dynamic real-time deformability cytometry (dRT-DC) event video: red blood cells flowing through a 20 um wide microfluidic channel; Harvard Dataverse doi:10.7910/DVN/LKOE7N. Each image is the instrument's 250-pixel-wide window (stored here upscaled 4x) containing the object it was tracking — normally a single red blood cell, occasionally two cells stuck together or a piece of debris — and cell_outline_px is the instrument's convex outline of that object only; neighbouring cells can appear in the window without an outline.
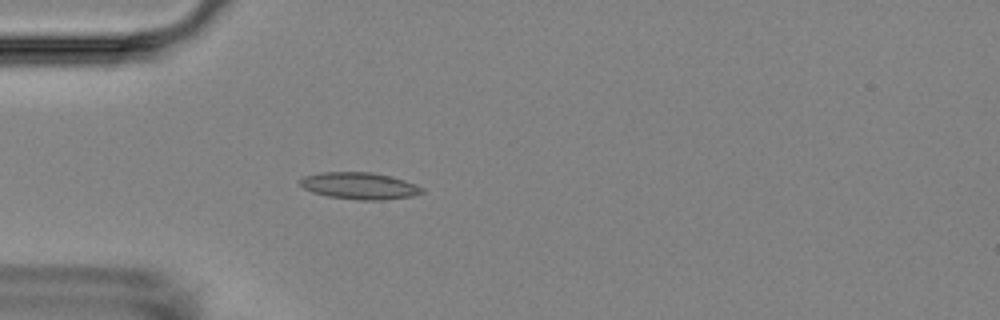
{"species": "Egyptian fruit bat (a non-hibernating species)", "species_latin": "Rousettus aegyptiacus", "temperature_condition": "room temperature", "stored_images_in_passage": 5, "camera_frame_rate_fps": 3000, "um_per_image_px": 0.085, "animal": {"sex": "female"}, "frame": {"image": 1, "passage_image": 5, "time_ms": 4.667, "image_size_px": [1000, 320], "cell_outline_px": [[424, 192], [412, 196], [384, 200], [360, 200], [328, 196], [312, 192], [304, 188], [300, 184], [300, 180], [304, 176], [324, 172], [372, 172], [392, 176], [416, 184], [424, 188]], "centroid_in_image_um": [30.59, 15.79], "position_along_channel_um": 54.4, "area_um2": 19.07}}